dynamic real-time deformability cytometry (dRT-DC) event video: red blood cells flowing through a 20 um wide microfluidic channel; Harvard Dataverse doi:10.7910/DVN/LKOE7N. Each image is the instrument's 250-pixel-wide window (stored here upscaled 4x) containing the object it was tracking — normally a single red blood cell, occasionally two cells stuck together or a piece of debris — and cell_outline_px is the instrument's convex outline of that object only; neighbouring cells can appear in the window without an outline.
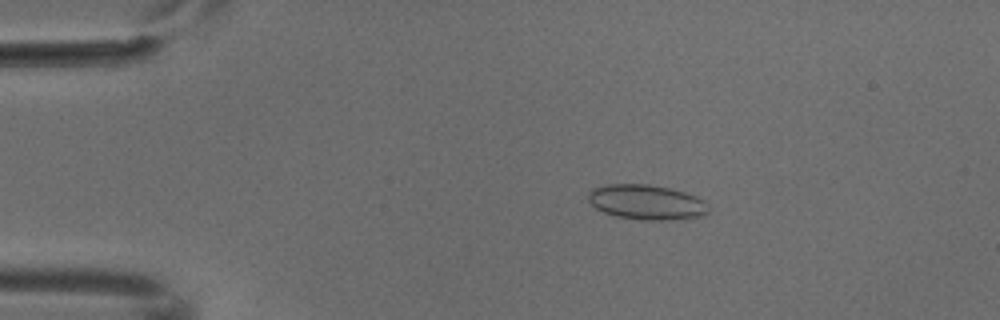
{"species": "common noctule bat (a hibernating species)", "species_latin": "Nyctalus noctula", "temperature_condition": "cold", "stored_images_in_passage": 5, "camera_frame_rate_fps": 3000, "um_per_image_px": 0.085, "animal": {"sex": "male", "body_mass_g": 18.8}, "frame": {"image": 1, "passage_image": 3, "time_ms": 0.667, "image_size_px": [1000, 320], "cell_outline_px": [[708, 212], [704, 216], [684, 220], [640, 220], [616, 216], [604, 212], [596, 208], [588, 200], [588, 192], [592, 188], [608, 184], [648, 184], [672, 188], [696, 196], [704, 200], [708, 204]], "centroid_in_image_um": [55.0, 17.19], "position_along_channel_um": 30.0, "area_um2": 24.91}}